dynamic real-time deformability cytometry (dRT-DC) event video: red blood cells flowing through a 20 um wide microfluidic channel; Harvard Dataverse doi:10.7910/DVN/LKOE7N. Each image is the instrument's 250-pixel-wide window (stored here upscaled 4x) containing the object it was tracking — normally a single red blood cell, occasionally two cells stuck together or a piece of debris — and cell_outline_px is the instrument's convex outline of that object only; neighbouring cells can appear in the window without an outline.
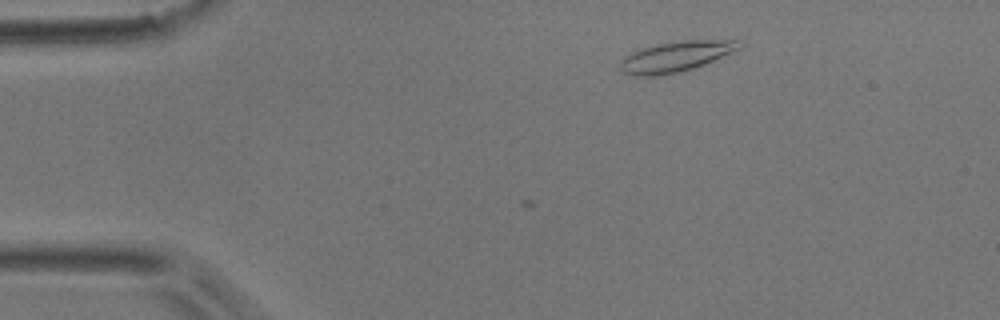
{"species": "common noctule bat (a hibernating species)", "species_latin": "Nyctalus noctula", "temperature_condition": "room temperature", "stored_images_in_passage": 6, "camera_frame_rate_fps": 3000, "um_per_image_px": 0.085, "animal": {"sex": "male", "body_mass_g": 17.9}, "frame": {"image": 1, "passage_image": 1, "time_ms": 0.0, "image_size_px": [1000, 320], "cell_outline_px": [[744, 44], [740, 48], [732, 52], [704, 64], [692, 68], [676, 72], [656, 76], [636, 76], [624, 72], [620, 68], [620, 60], [624, 56], [632, 52], [656, 44], [684, 40], [736, 40]], "centroid_in_image_um": [57.43, 4.8], "position_along_channel_um": 27.6, "area_um2": 20.81}}